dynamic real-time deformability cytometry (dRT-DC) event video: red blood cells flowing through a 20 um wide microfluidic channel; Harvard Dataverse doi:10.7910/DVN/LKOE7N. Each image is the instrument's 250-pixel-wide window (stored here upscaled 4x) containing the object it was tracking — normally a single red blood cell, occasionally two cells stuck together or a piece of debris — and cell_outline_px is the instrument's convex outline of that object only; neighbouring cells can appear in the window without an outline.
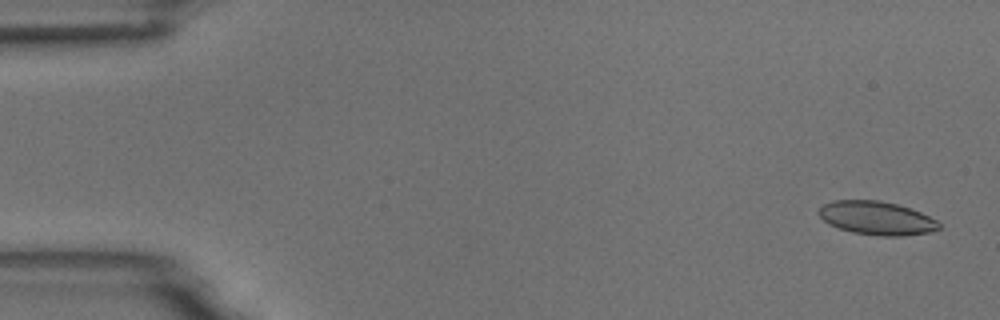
{"species": "common noctule bat (a hibernating species)", "species_latin": "Nyctalus noctula", "temperature_condition": "room temperature", "stored_images_in_passage": 23, "camera_frame_rate_fps": 3000, "um_per_image_px": 0.085, "animal": {"sex": "male", "body_mass_g": 18.8}, "frame": {"image": 1, "passage_image": 2, "time_ms": 0.333, "image_size_px": [1000, 320], "cell_outline_px": [[940, 228], [932, 232], [904, 236], [880, 236], [852, 232], [828, 224], [816, 212], [824, 204], [832, 200], [880, 200], [896, 204], [920, 212], [936, 220], [940, 224]], "centroid_in_image_um": [74.51, 18.54], "position_along_channel_um": 10.5, "area_um2": 23.47}}
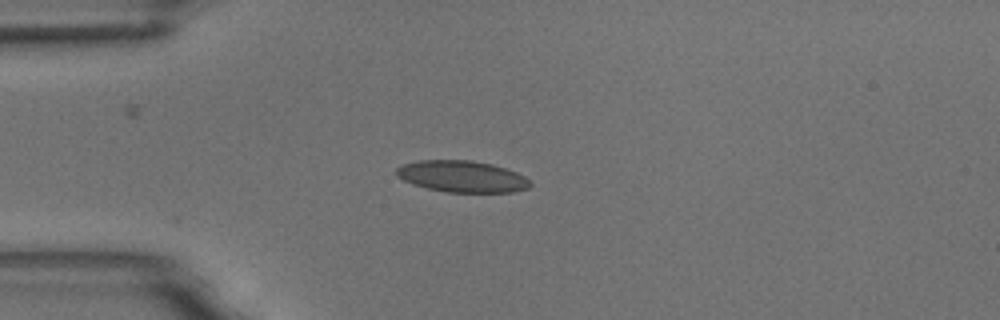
{"frame": {"image": 2, "passage_image": 14, "time_ms": 4.333, "image_size_px": [1000, 320], "cell_outline_px": [[532, 184], [528, 188], [512, 192], [448, 192], [428, 188], [412, 184], [396, 176], [396, 168], [404, 164], [420, 160], [472, 160], [492, 164], [516, 172], [524, 176]], "centroid_in_image_um": [39.27, 14.99], "position_along_channel_um": 45.7, "area_um2": 24.45}}
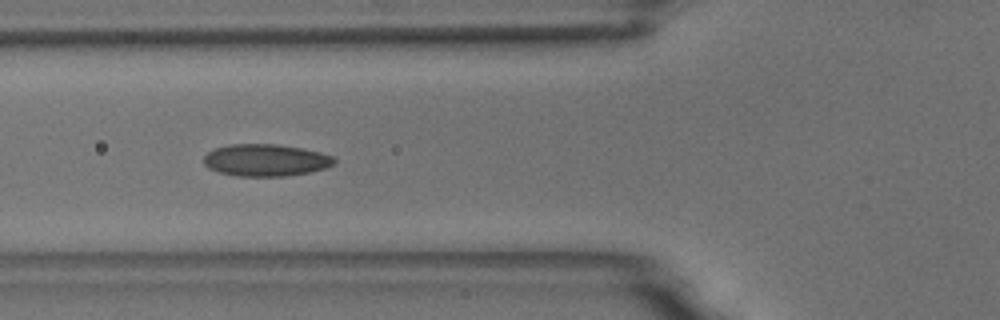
{"frame": {"image": 3, "passage_image": 20, "time_ms": 6.333, "image_size_px": [1000, 320], "cell_outline_px": [[336, 160], [332, 164], [324, 168], [308, 172], [284, 176], [236, 176], [220, 172], [208, 168], [204, 164], [204, 156], [208, 152], [216, 148], [228, 144], [276, 144], [300, 148], [320, 152], [332, 156]], "centroid_in_image_um": [22.55, 13.61], "position_along_channel_um": 103.3, "area_um2": 24.16}}